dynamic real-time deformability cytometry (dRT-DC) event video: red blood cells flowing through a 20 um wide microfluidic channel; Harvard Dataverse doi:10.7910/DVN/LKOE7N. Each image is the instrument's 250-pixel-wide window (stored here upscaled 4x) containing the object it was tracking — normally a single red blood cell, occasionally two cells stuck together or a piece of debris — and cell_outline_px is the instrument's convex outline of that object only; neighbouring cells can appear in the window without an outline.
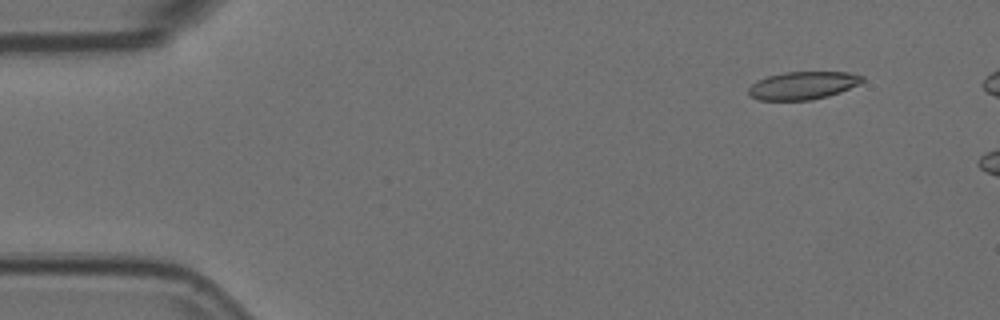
{"species": "Egyptian fruit bat (a non-hibernating species)", "species_latin": "Rousettus aegyptiacus", "temperature_condition": "room temperature", "stored_images_in_passage": 7, "camera_frame_rate_fps": 3000, "um_per_image_px": 0.085, "animal": {"sex": "female"}, "frame": {"image": 1, "passage_image": 1, "time_ms": 0.0, "image_size_px": [1000, 320], "cell_outline_px": [[864, 80], [860, 84], [840, 92], [828, 96], [812, 100], [760, 100], [752, 96], [748, 92], [748, 88], [756, 80], [768, 76], [784, 72], [848, 72], [864, 76]], "centroid_in_image_um": [68.26, 7.26], "position_along_channel_um": 16.7, "area_um2": 18.5}}